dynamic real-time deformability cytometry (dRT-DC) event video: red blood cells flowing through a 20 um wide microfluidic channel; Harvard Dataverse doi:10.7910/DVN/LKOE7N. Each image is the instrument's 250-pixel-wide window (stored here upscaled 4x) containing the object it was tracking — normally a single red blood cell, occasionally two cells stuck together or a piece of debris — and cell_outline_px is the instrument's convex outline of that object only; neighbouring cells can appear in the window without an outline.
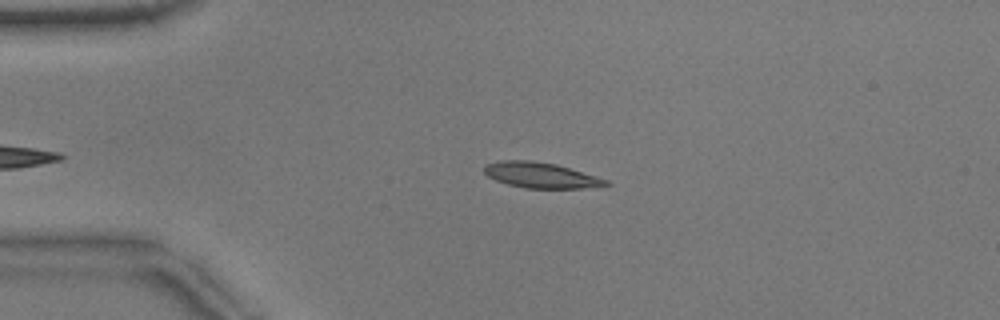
{"species": "common noctule bat (a hibernating species)", "species_latin": "Nyctalus noctula", "temperature_condition": "warm", "stored_images_in_passage": 41, "camera_frame_rate_fps": 3000, "um_per_image_px": 0.085, "animal": {"sex": "male", "body_mass_g": 17.9}, "frame": {"image": 1, "passage_image": 5, "time_ms": 1.333, "image_size_px": [1000, 320], "cell_outline_px": [[612, 184], [604, 188], [524, 188], [508, 184], [496, 180], [488, 176], [484, 172], [484, 164], [500, 160], [528, 160], [556, 164], [596, 176], [608, 180]], "centroid_in_image_um": [46.03, 14.9], "position_along_channel_um": 39.0, "area_um2": 18.32}}
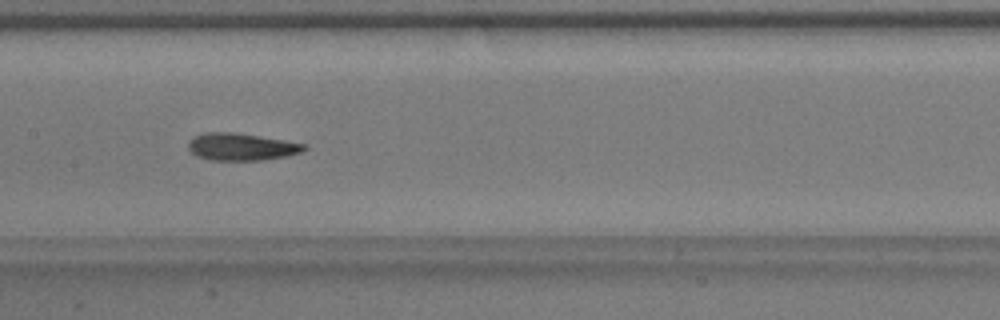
{"frame": {"image": 2, "passage_image": 19, "time_ms": 6.0, "image_size_px": [1000, 320], "cell_outline_px": [[308, 148], [300, 152], [284, 156], [264, 160], [212, 160], [196, 156], [188, 148], [188, 140], [204, 132], [232, 132], [284, 140], [308, 144]], "centroid_in_image_um": [20.51, 12.47], "position_along_channel_um": 186.9, "area_um2": 18.32}}
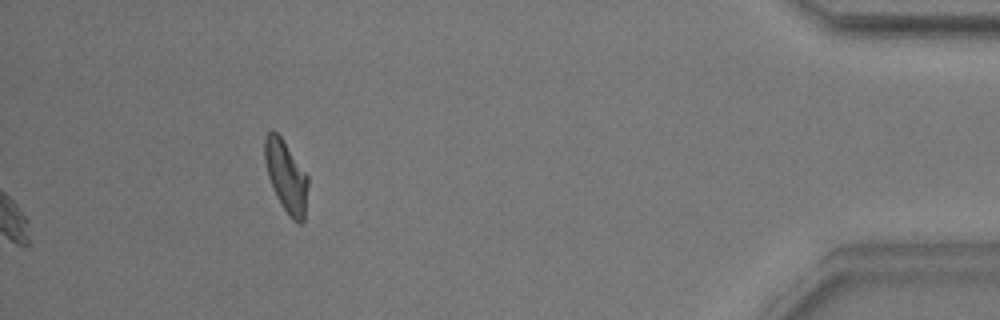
{"frame": {"image": 3, "passage_image": 41, "time_ms": 13.333, "image_size_px": [1000, 320], "cell_outline_px": [[308, 184], [304, 224], [300, 224], [292, 220], [288, 216], [280, 204], [276, 196], [268, 176], [264, 160], [264, 136], [272, 128], [280, 136], [308, 176]], "centroid_in_image_um": [24.31, 15.03], "position_along_channel_um": 410.9, "area_um2": 18.21}, "authors_computed_cell_mechanics": {"area_um2": 18.0914, "velocity_mm_per_s": 3.8244, "shape_relaxation_time_tau1_ms": 2.947, "shape_relaxation_time_tau2_ms": 2.3839, "deformation_change_tau1": 0.132, "deformation_change_tau2": 0.0849}}